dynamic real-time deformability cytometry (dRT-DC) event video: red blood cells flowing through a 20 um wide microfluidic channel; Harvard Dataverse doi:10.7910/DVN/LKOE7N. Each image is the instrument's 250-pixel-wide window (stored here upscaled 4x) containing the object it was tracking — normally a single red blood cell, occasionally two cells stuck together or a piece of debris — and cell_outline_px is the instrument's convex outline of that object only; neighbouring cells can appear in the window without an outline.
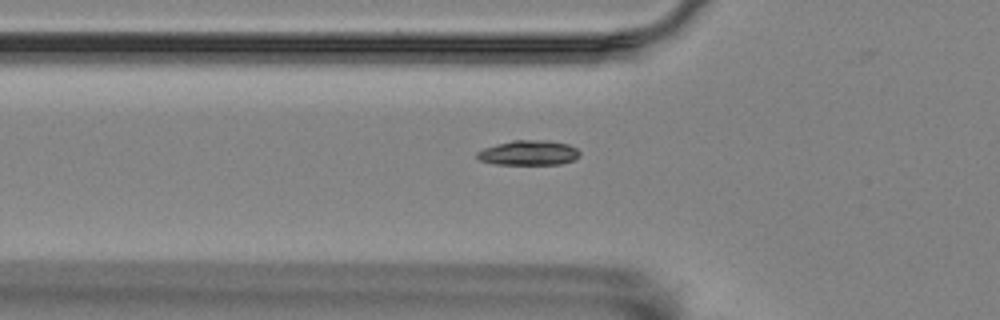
{"species": "Egyptian fruit bat (a non-hibernating species)", "species_latin": "Rousettus aegyptiacus", "temperature_condition": "room temperature", "stored_images_in_passage": 39, "camera_frame_rate_fps": 3000, "um_per_image_px": 0.085, "animal": {"sex": "female"}, "frame": {"image": 1, "passage_image": 2, "time_ms": 0.333, "image_size_px": [1000, 320], "cell_outline_px": [[580, 156], [572, 160], [560, 164], [496, 164], [480, 160], [476, 156], [476, 152], [484, 148], [496, 144], [512, 140], [548, 140], [568, 144], [576, 148], [580, 152]], "centroid_in_image_um": [44.93, 12.98], "position_along_channel_um": 80.9, "area_um2": 14.85}}
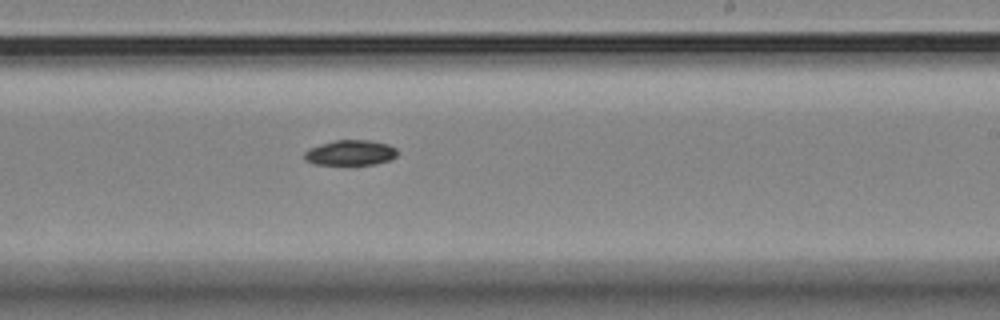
{"frame": {"image": 2, "passage_image": 17, "time_ms": 5.333, "image_size_px": [1000, 320], "cell_outline_px": [[396, 156], [388, 160], [376, 164], [312, 164], [304, 160], [304, 152], [308, 148], [320, 144], [336, 140], [368, 140], [388, 144], [396, 148]], "centroid_in_image_um": [29.74, 12.98], "position_along_channel_um": 259.3, "area_um2": 13.64}}
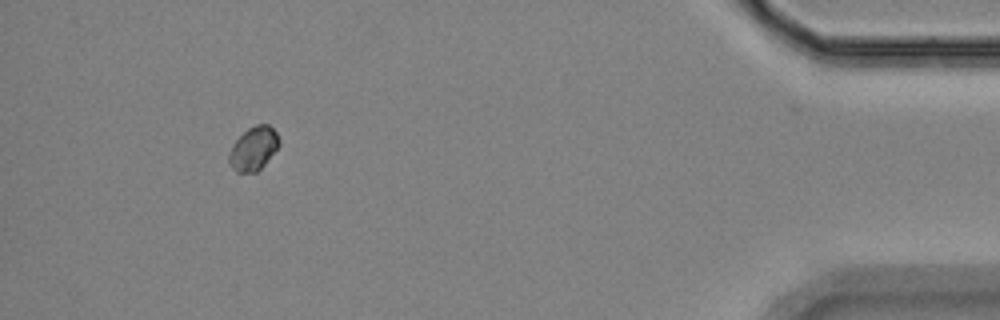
{"frame": {"image": 3, "passage_image": 35, "time_ms": 11.333, "image_size_px": [1000, 320], "cell_outline_px": [[280, 144], [264, 164], [256, 172], [236, 172], [232, 168], [228, 160], [228, 152], [232, 144], [248, 128], [256, 124], [268, 124], [276, 132], [280, 140]], "centroid_in_image_um": [21.53, 12.62], "position_along_channel_um": 413.7, "area_um2": 12.66}, "authors_computed_cell_mechanics": {"area_um2": 13.9298, "velocity_mm_per_s": 3.5493, "shape_relaxation_time_tau1_ms": 3.6228, "shape_relaxation_time_tau2_ms": null, "deformation_change_tau1": 0.0491, "deformation_change_tau2": null}}